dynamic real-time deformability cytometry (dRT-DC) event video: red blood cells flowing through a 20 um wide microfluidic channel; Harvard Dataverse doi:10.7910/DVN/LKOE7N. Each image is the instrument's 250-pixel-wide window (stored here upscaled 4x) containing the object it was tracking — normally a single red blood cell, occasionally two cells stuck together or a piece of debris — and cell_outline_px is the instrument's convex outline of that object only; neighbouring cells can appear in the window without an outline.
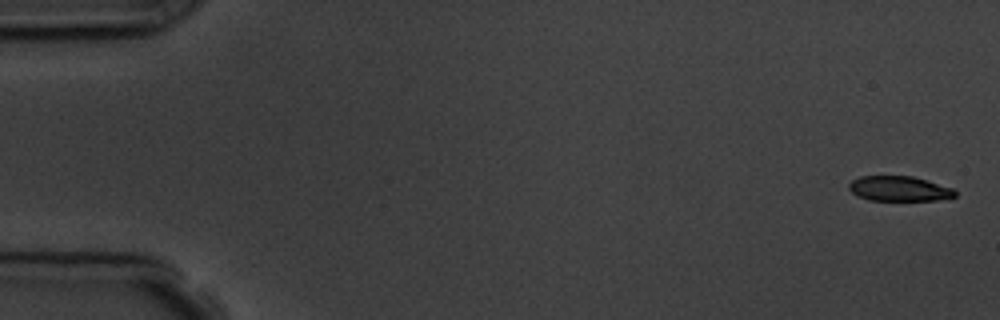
{"species": "common noctule bat (a hibernating species)", "species_latin": "Nyctalus noctula", "temperature_condition": "room temperature", "stored_images_in_passage": 5, "camera_frame_rate_fps": 3000, "um_per_image_px": 0.085, "animal": {"sex": "male", "body_mass_g": 19.5, "forearm_length_mm": 54.6}, "frame": {"image": 1, "passage_image": 1, "time_ms": 0.0, "image_size_px": [1000, 320], "cell_outline_px": [[956, 196], [936, 200], [868, 200], [856, 196], [848, 188], [848, 184], [852, 180], [860, 176], [912, 176], [952, 188], [956, 192]], "centroid_in_image_um": [76.38, 16.04], "position_along_channel_um": 8.6, "area_um2": 15.37}}
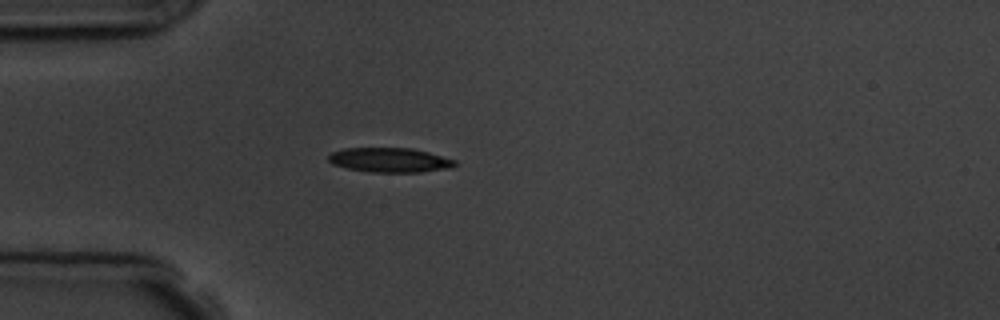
{"frame": {"image": 2, "passage_image": 5, "time_ms": 4.667, "image_size_px": [1000, 320], "cell_outline_px": [[456, 164], [452, 168], [420, 172], [372, 172], [348, 168], [332, 164], [328, 160], [328, 156], [332, 152], [344, 148], [412, 148], [428, 152], [456, 160]], "centroid_in_image_um": [33.14, 13.6], "position_along_channel_um": 51.9, "area_um2": 18.03}}